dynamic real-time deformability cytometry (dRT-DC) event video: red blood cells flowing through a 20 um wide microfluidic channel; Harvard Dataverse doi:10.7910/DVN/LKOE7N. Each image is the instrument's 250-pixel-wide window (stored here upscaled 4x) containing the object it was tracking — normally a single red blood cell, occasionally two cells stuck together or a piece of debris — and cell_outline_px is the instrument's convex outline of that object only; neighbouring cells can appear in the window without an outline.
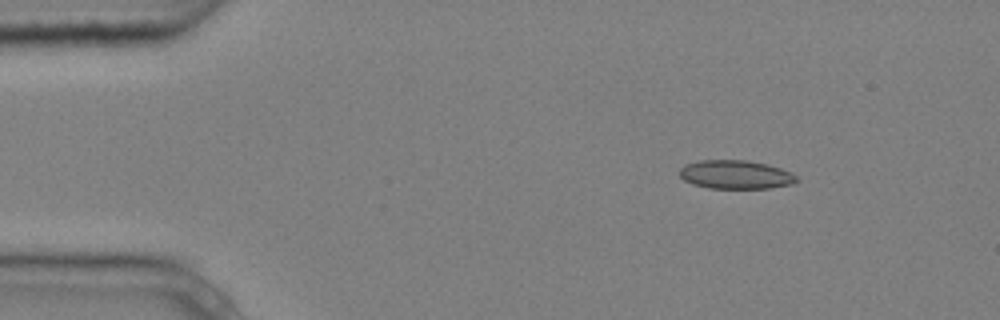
{"species": "common noctule bat (a hibernating species)", "species_latin": "Nyctalus noctula", "temperature_condition": "cold", "stored_images_in_passage": 5, "camera_frame_rate_fps": 3000, "um_per_image_px": 0.085, "animal": {"sex": "male", "body_mass_g": 20.4}, "frame": {"image": 1, "passage_image": 2, "time_ms": 0.333, "image_size_px": [1000, 320], "cell_outline_px": [[800, 180], [792, 184], [768, 188], [708, 188], [692, 184], [684, 180], [680, 176], [680, 168], [684, 164], [700, 160], [748, 160], [780, 168], [792, 172]], "centroid_in_image_um": [62.52, 14.84], "position_along_channel_um": 22.5, "area_um2": 19.59}}